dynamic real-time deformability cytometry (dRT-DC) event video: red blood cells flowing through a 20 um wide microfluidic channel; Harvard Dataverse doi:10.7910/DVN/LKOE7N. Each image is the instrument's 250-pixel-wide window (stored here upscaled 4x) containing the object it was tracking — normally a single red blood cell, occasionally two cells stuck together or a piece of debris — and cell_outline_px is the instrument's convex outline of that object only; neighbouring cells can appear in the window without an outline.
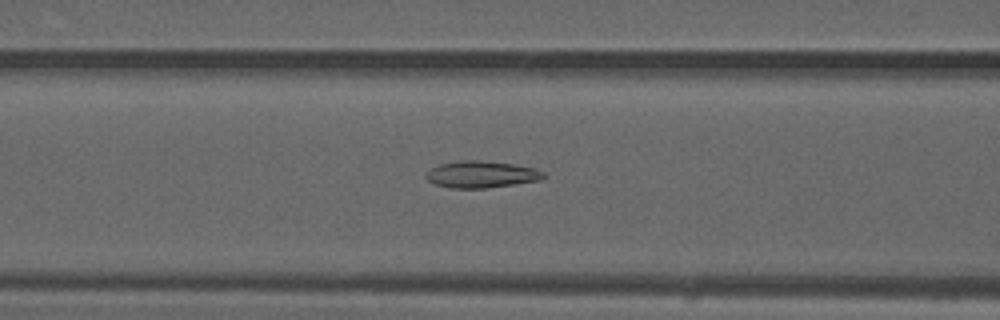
{"species": "common noctule bat (a hibernating species)", "species_latin": "Nyctalus noctula", "temperature_condition": "warm", "stored_images_in_passage": 51, "camera_frame_rate_fps": 3000, "um_per_image_px": 0.085, "animal": {"sex": "male", "forearm_length_mm": 52.5}, "frame": {"image": 1, "passage_image": 21, "time_ms": 6.667, "image_size_px": [1000, 320], "cell_outline_px": [[548, 176], [540, 180], [484, 188], [448, 188], [436, 184], [428, 180], [424, 176], [424, 172], [440, 164], [460, 160], [480, 160], [512, 164], [532, 168], [544, 172]], "centroid_in_image_um": [40.88, 14.82], "position_along_channel_um": 125.7, "area_um2": 18.26}}
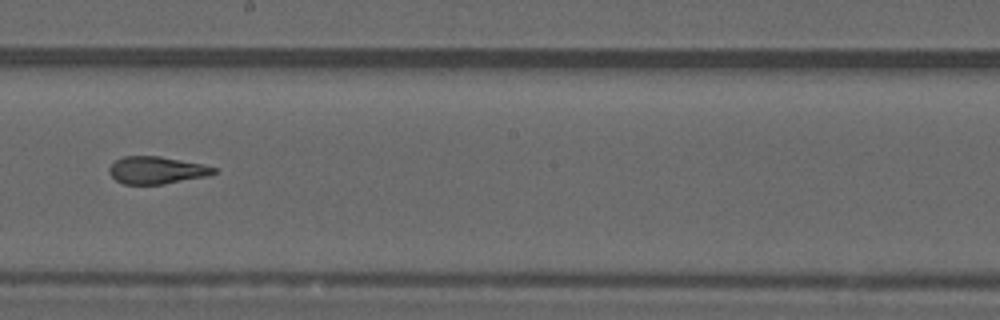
{"frame": {"image": 2, "passage_image": 29, "time_ms": 9.333, "image_size_px": [1000, 320], "cell_outline_px": [[216, 172], [208, 176], [160, 184], [124, 184], [116, 180], [108, 172], [108, 168], [116, 160], [124, 156], [160, 156], [200, 164], [216, 168]], "centroid_in_image_um": [13.27, 14.46], "position_along_channel_um": 234.9, "area_um2": 16.42}}
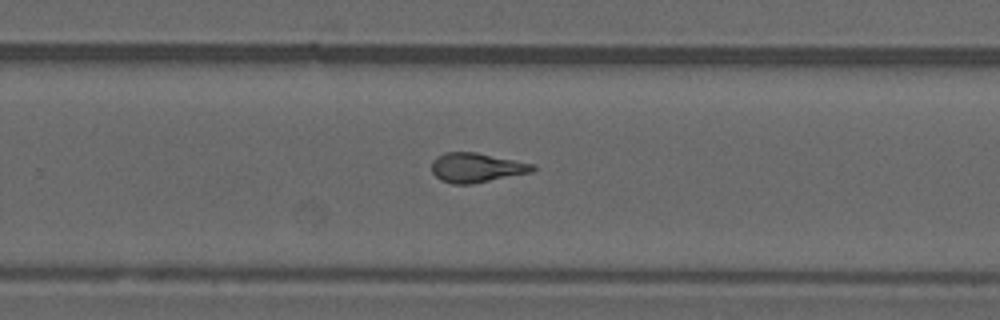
{"frame": {"image": 3, "passage_image": 33, "time_ms": 10.667, "image_size_px": [1000, 320], "cell_outline_px": [[536, 168], [532, 172], [472, 184], [452, 184], [440, 180], [432, 172], [432, 160], [436, 156], [444, 152], [476, 152], [536, 164]], "centroid_in_image_um": [40.49, 14.24], "position_along_channel_um": 289.3, "area_um2": 17.51}, "authors_computed_cell_mechanics": {"area_um2": 18.1492, "velocity_mm_per_s": 4.0954, "shape_relaxation_time_tau1_ms": null, "shape_relaxation_time_tau2_ms": 1.8709, "deformation_change_tau1": null, "deformation_change_tau2": 0.1181}}